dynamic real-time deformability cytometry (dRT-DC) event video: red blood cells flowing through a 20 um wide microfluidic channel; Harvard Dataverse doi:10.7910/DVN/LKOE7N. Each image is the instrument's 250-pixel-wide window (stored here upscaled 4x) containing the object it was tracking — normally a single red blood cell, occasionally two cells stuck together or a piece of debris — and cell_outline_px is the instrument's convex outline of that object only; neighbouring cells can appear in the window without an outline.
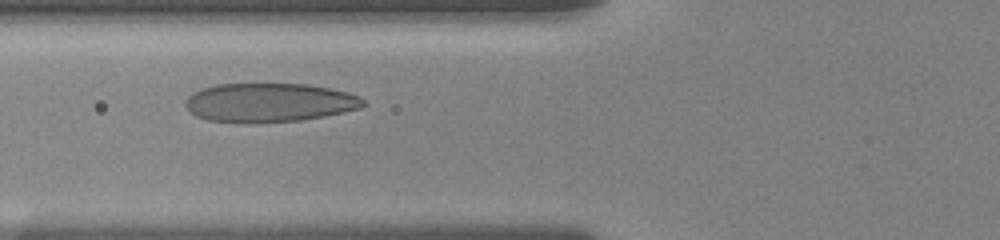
{"species": "human", "species_latin": "Homo sapiens", "temperature_condition": "room temperature", "stored_images_in_passage": 38, "camera_frame_rate_fps": 3000, "um_per_image_px": 0.085, "donor": {"sex": "female"}, "frame": {"image": 1, "passage_image": 12, "time_ms": 3.667, "image_size_px": [1000, 240], "cell_outline_px": [[364, 104], [360, 108], [344, 112], [324, 116], [300, 120], [248, 124], [208, 120], [196, 116], [188, 112], [184, 104], [184, 100], [192, 92], [216, 84], [304, 84], [328, 88], [348, 92], [360, 96], [364, 100]], "centroid_in_image_um": [22.83, 8.73], "position_along_channel_um": 103.0, "area_um2": 40.63}}
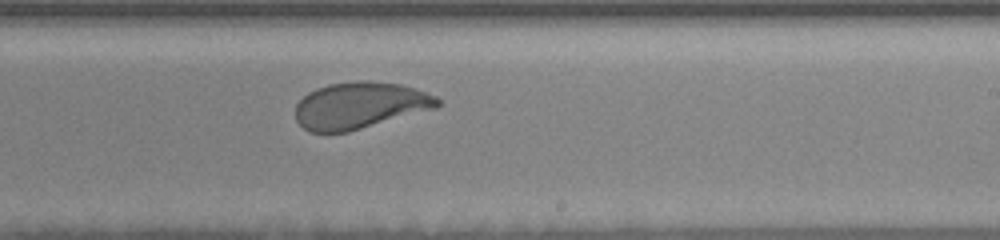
{"frame": {"image": 2, "passage_image": 25, "time_ms": 8.0, "image_size_px": [1000, 240], "cell_outline_px": [[440, 104], [436, 108], [348, 132], [308, 132], [296, 120], [296, 104], [308, 92], [316, 88], [328, 84], [360, 80], [368, 80], [400, 84], [436, 96], [440, 100]], "centroid_in_image_um": [30.57, 8.96], "position_along_channel_um": 258.4, "area_um2": 38.49}}
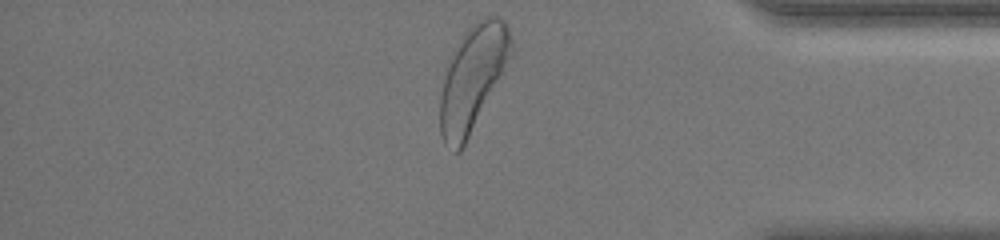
{"frame": {"image": 3, "passage_image": 38, "time_ms": 12.333, "image_size_px": [1000, 240], "cell_outline_px": [[512, 52], [504, 72], [460, 152], [456, 152], [444, 144], [440, 132], [440, 96], [444, 80], [448, 68], [460, 40], [464, 32], [476, 20], [484, 16], [500, 16], [508, 24], [512, 40]], "centroid_in_image_um": [40.21, 6.62], "position_along_channel_um": 395.0, "area_um2": 42.77}, "authors_computed_cell_mechanics": {"area_um2": 39.5063, "velocity_mm_per_s": 3.5906, "shape_relaxation_time_tau1_ms": 2.44, "shape_relaxation_time_tau2_ms": 0.8047, "deformation_change_tau1": 0.1304, "deformation_change_tau2": 0.0734}}